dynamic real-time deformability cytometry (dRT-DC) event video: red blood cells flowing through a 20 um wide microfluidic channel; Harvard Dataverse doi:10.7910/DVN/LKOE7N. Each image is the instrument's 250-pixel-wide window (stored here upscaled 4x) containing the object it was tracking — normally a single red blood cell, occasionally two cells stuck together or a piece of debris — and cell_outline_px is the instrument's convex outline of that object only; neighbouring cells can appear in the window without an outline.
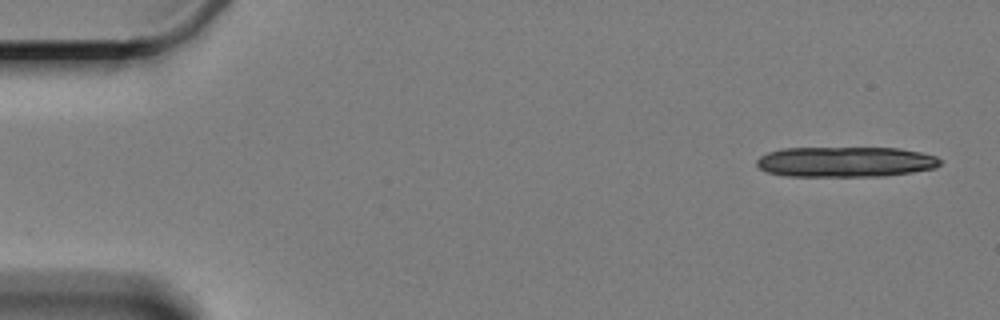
{"species": "Egyptian fruit bat (a non-hibernating species)", "species_latin": "Rousettus aegyptiacus", "temperature_condition": "cold", "stored_images_in_passage": 10, "camera_frame_rate_fps": 3000, "um_per_image_px": 0.085, "animal": {"sex": "female"}, "frame": {"image": 1, "passage_image": 1, "time_ms": 0.0, "image_size_px": [1000, 320], "cell_outline_px": [[940, 164], [936, 168], [912, 172], [884, 176], [784, 176], [768, 172], [760, 168], [756, 164], [756, 160], [760, 156], [768, 152], [784, 148], [900, 148], [920, 152], [936, 156], [940, 160]], "centroid_in_image_um": [71.86, 13.76], "position_along_channel_um": 13.1, "area_um2": 32.48}}
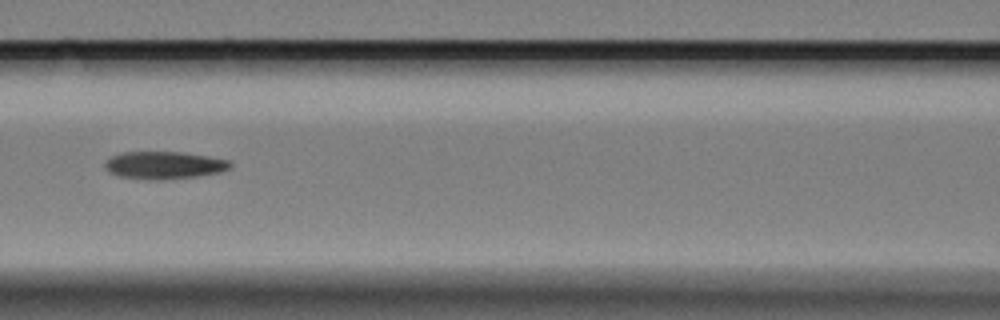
{"frame": {"image": 2, "passage_image": 8, "time_ms": 8.0, "image_size_px": [1000, 320], "cell_outline_px": [[232, 164], [228, 168], [220, 172], [196, 176], [160, 180], [156, 180], [120, 176], [108, 172], [104, 168], [104, 164], [112, 156], [120, 152], [184, 152], [208, 156], [228, 160]], "centroid_in_image_um": [13.93, 14.03], "position_along_channel_um": 152.7, "area_um2": 19.94}}
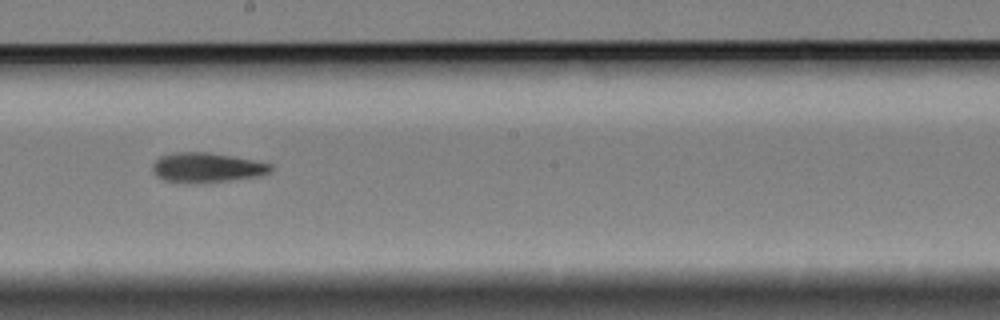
{"frame": {"image": 3, "passage_image": 10, "time_ms": 10.333, "image_size_px": [1000, 320], "cell_outline_px": [[272, 168], [268, 172], [256, 176], [228, 180], [184, 184], [164, 180], [156, 176], [152, 172], [152, 164], [160, 156], [172, 152], [208, 152], [232, 156], [272, 164]], "centroid_in_image_um": [17.48, 14.24], "position_along_channel_um": 230.7, "area_um2": 20.4}}